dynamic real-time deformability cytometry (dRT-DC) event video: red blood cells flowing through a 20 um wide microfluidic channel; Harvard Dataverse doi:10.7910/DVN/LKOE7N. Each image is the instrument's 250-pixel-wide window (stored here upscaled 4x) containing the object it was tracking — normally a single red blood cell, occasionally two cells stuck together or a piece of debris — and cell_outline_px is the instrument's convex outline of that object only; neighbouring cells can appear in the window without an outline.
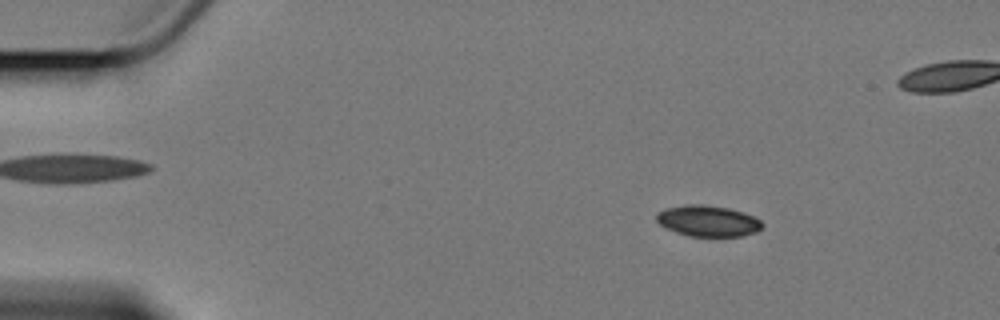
{"species": "Egyptian fruit bat (a non-hibernating species)", "species_latin": "Rousettus aegyptiacus", "temperature_condition": "cold", "stored_images_in_passage": 5, "camera_frame_rate_fps": 3000, "um_per_image_px": 0.085, "animal": {"sex": "female"}, "frame": {"image": 1, "passage_image": 2, "time_ms": 1.0, "image_size_px": [1000, 320], "cell_outline_px": [[764, 224], [756, 232], [744, 236], [688, 236], [676, 232], [660, 224], [656, 220], [656, 212], [664, 208], [684, 204], [704, 204], [728, 208], [744, 212], [760, 220]], "centroid_in_image_um": [60.15, 18.77], "position_along_channel_um": 24.8, "area_um2": 19.25}}